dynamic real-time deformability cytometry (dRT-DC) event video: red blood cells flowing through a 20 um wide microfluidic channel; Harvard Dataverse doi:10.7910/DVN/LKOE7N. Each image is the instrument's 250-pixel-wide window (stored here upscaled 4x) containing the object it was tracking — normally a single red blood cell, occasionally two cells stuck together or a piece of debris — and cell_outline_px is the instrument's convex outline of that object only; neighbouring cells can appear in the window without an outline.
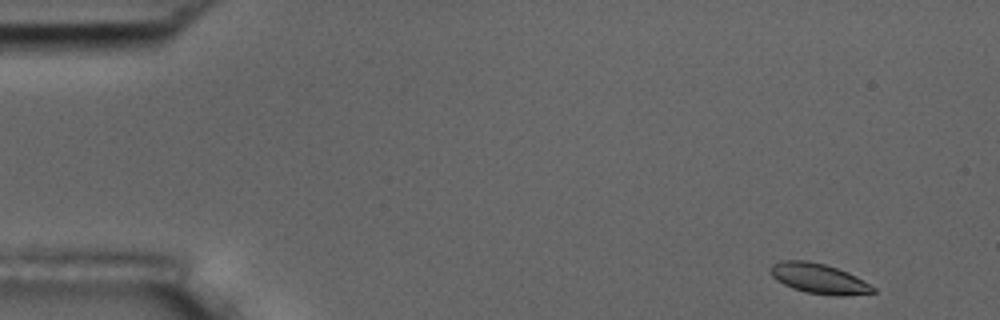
{"species": "common noctule bat (a hibernating species)", "species_latin": "Nyctalus noctula", "temperature_condition": "room temperature", "stored_images_in_passage": 52, "camera_frame_rate_fps": 3000, "um_per_image_px": 0.085, "animal": {"sex": "male", "body_mass_g": 17.5, "forearm_length_mm": 52.3}, "frame": {"image": 1, "passage_image": 1, "time_ms": 0.0, "image_size_px": [1000, 320], "cell_outline_px": [[876, 292], [844, 296], [836, 296], [804, 292], [792, 288], [776, 280], [772, 276], [768, 268], [772, 264], [780, 260], [808, 260], [824, 264], [848, 272], [856, 276], [876, 288]], "centroid_in_image_um": [69.58, 23.67], "position_along_channel_um": 15.4, "area_um2": 18.15}}
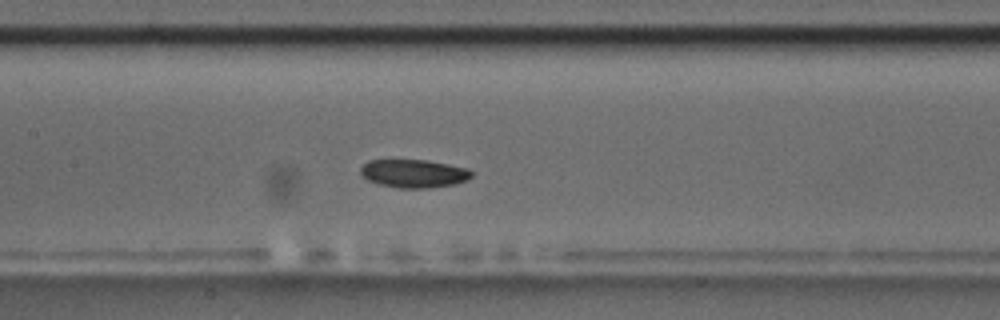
{"frame": {"image": 2, "passage_image": 23, "time_ms": 7.333, "image_size_px": [1000, 320], "cell_outline_px": [[472, 176], [468, 180], [456, 184], [428, 188], [396, 188], [380, 184], [368, 180], [360, 172], [360, 168], [368, 160], [428, 160], [468, 168], [472, 172]], "centroid_in_image_um": [35.2, 14.75], "position_along_channel_um": 172.2, "area_um2": 18.32}}
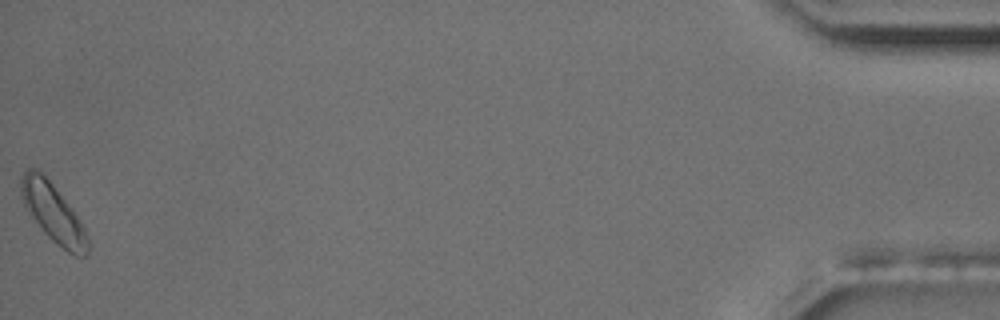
{"frame": {"image": 3, "passage_image": 52, "time_ms": 17.0, "image_size_px": [1000, 320], "cell_outline_px": [[88, 252], [84, 256], [76, 256], [68, 252], [52, 240], [44, 232], [28, 212], [24, 204], [20, 192], [20, 180], [24, 172], [28, 168], [36, 168], [52, 184], [72, 208], [80, 220], [88, 236]], "centroid_in_image_um": [4.51, 18.1], "position_along_channel_um": 430.7, "area_um2": 22.37}, "authors_computed_cell_mechanics": {"area_um2": 18.496, "velocity_mm_per_s": 3.6601, "shape_relaxation_time_tau1_ms": 5.2648, "shape_relaxation_time_tau2_ms": 9.6514, "deformation_change_tau1": 0.1476, "deformation_change_tau2": 0.126}}